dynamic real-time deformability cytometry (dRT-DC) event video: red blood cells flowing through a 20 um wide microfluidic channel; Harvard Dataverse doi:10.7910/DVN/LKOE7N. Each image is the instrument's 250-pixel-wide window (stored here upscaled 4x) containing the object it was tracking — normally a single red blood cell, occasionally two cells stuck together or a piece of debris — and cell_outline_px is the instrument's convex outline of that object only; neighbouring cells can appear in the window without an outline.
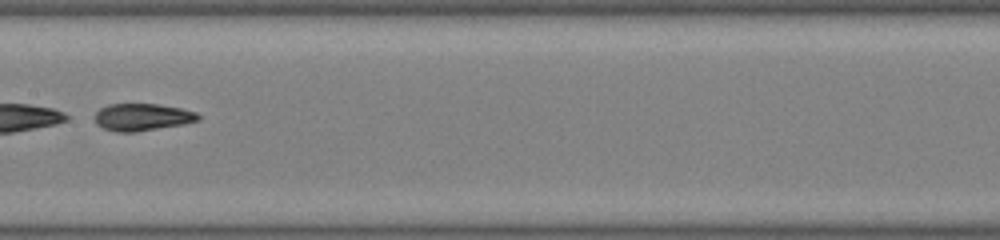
{"species": "common noctule bat (a hibernating species)", "species_latin": "Nyctalus noctula", "temperature_condition": "warm", "stored_images_in_passage": 42, "segment_of_instrument_passage": [2, 2], "camera_frame_rate_fps": 3000, "um_per_image_px": 0.085, "animal": {"sex": "male", "body_mass_g": 19.0, "forearm_length_mm": 50.8}, "frame": {"image": 1, "passage_image": 23, "time_ms": 7.333, "image_size_px": [1000, 240], "cell_outline_px": [[200, 120], [184, 124], [136, 132], [116, 132], [104, 128], [96, 124], [96, 112], [100, 108], [108, 104], [156, 104], [180, 108], [196, 112], [200, 116]], "centroid_in_image_um": [12.1, 9.96], "position_along_channel_um": 195.3, "area_um2": 16.36}}
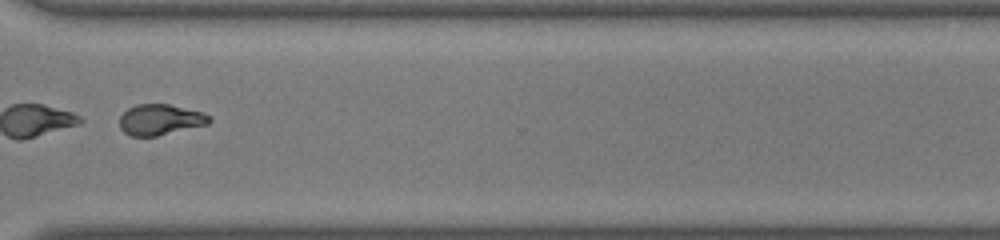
{"frame": {"image": 2, "passage_image": 33, "time_ms": 10.667, "image_size_px": [1000, 240], "cell_outline_px": [[212, 120], [208, 124], [156, 136], [132, 136], [124, 132], [120, 128], [120, 116], [128, 108], [136, 104], [168, 104], [204, 112]], "centroid_in_image_um": [13.61, 10.16], "position_along_channel_um": 357.0, "area_um2": 16.01}}